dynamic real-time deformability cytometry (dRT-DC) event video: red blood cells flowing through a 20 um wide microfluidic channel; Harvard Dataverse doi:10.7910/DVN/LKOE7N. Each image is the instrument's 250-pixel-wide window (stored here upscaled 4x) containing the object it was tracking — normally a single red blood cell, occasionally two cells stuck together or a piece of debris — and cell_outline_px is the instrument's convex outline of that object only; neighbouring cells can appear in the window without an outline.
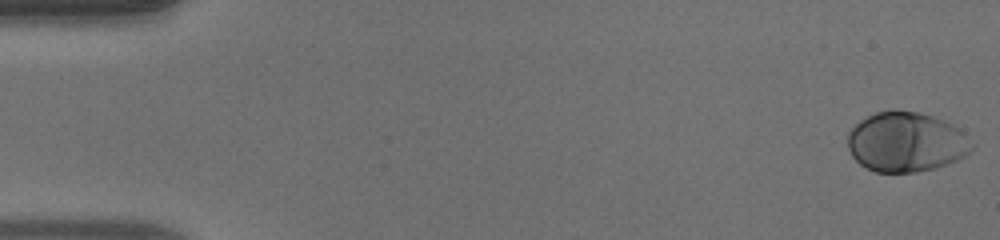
{"species": "human", "species_latin": "Homo sapiens", "temperature_condition": "warm", "stored_images_in_passage": 52, "camera_frame_rate_fps": 3000, "um_per_image_px": 0.085, "donor": {"sex": "male"}, "frame": {"image": 1, "passage_image": 1, "time_ms": 0.0, "image_size_px": [1000, 240], "cell_outline_px": [[976, 144], [964, 156], [956, 160], [936, 168], [916, 172], [876, 172], [860, 164], [852, 156], [848, 148], [848, 132], [860, 120], [876, 112], [916, 112], [932, 116], [944, 120], [960, 128]], "centroid_in_image_um": [77.05, 12.09], "position_along_channel_um": 8.0, "area_um2": 43.0}}
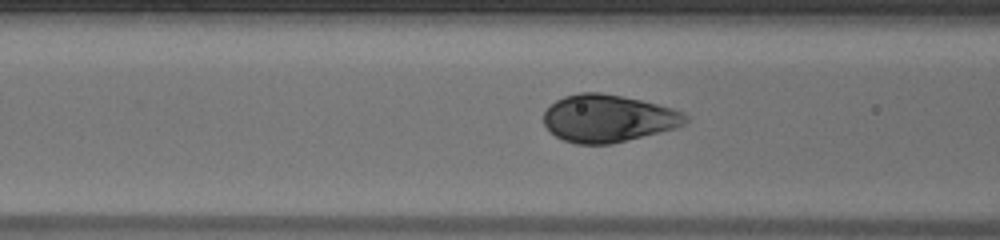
{"frame": {"image": 2, "passage_image": 21, "time_ms": 6.667, "image_size_px": [1000, 240], "cell_outline_px": [[688, 120], [684, 124], [676, 128], [612, 144], [576, 144], [564, 140], [556, 136], [544, 124], [544, 112], [556, 100], [564, 96], [580, 92], [600, 92], [640, 100], [672, 108], [684, 112], [688, 116]], "centroid_in_image_um": [51.7, 10.06], "position_along_channel_um": 114.9, "area_um2": 39.07}}
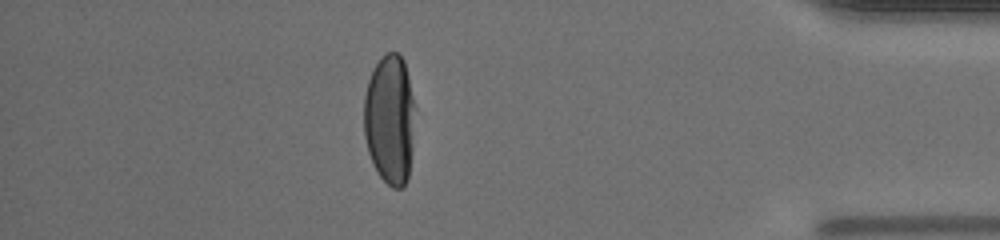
{"frame": {"image": 3, "passage_image": 46, "time_ms": 15.0, "image_size_px": [1000, 240], "cell_outline_px": [[412, 152], [408, 176], [404, 184], [400, 188], [392, 188], [380, 176], [372, 164], [368, 152], [364, 136], [364, 96], [368, 80], [380, 56], [388, 52], [400, 52], [404, 60], [408, 76], [412, 96]], "centroid_in_image_um": [33.09, 10.13], "position_along_channel_um": 402.1, "area_um2": 38.38}, "authors_computed_cell_mechanics": {"area_um2": 41.7605, "velocity_mm_per_s": 3.9136, "shape_relaxation_time_tau1_ms": 2.7003, "shape_relaxation_time_tau2_ms": null, "deformation_change_tau1": 0.1836, "deformation_change_tau2": null}}